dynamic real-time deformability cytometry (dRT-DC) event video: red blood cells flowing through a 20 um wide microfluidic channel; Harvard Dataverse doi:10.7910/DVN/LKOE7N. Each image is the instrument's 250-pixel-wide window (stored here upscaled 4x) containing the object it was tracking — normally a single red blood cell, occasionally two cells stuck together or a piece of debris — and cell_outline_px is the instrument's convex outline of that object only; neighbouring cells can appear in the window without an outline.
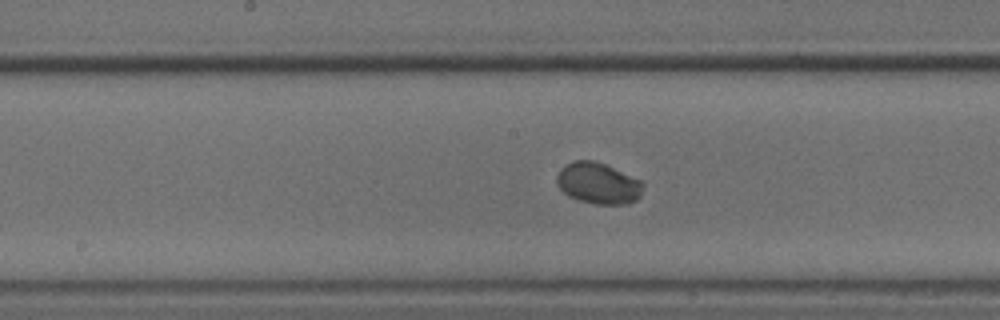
{"species": "common noctule bat (a hibernating species)", "species_latin": "Nyctalus noctula", "temperature_condition": "cold", "stored_images_in_passage": 58, "camera_frame_rate_fps": 3000, "um_per_image_px": 0.085, "animal": {"sex": "male", "body_mass_g": 18.8}, "frame": {"image": 1, "passage_image": 26, "time_ms": 8.333, "image_size_px": [1000, 320], "cell_outline_px": [[644, 184], [640, 196], [636, 200], [628, 204], [596, 204], [580, 200], [568, 196], [556, 184], [556, 176], [560, 168], [576, 160], [596, 160], [640, 180]], "centroid_in_image_um": [50.84, 15.58], "position_along_channel_um": 197.4, "area_um2": 20.69}}
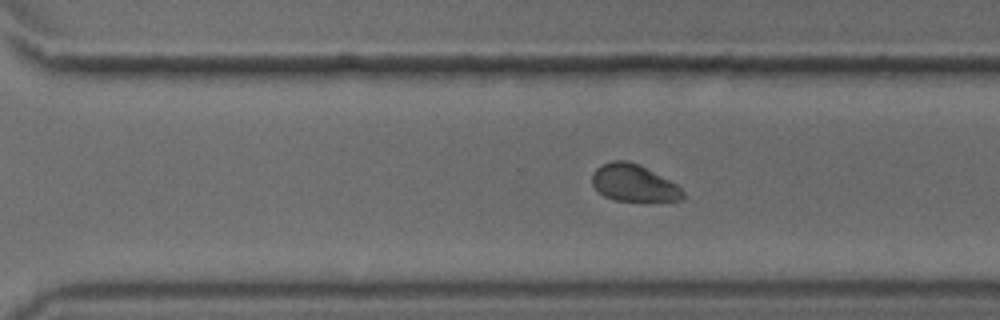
{"frame": {"image": 2, "passage_image": 38, "time_ms": 12.333, "image_size_px": [1000, 320], "cell_outline_px": [[684, 200], [644, 204], [612, 200], [604, 196], [592, 184], [592, 172], [600, 164], [612, 160], [624, 160], [640, 164], [676, 184], [684, 192]], "centroid_in_image_um": [53.89, 15.61], "position_along_channel_um": 316.7, "area_um2": 20.52}}
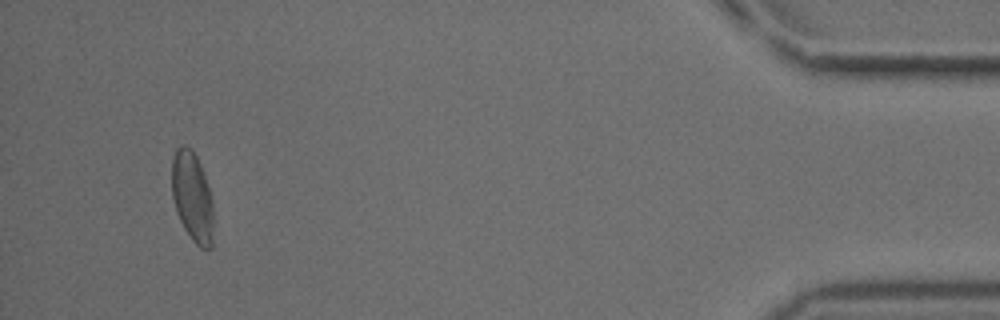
{"frame": {"image": 3, "passage_image": 55, "time_ms": 18.0, "image_size_px": [1000, 320], "cell_outline_px": [[216, 244], [212, 248], [200, 248], [192, 240], [184, 228], [176, 212], [172, 196], [172, 160], [176, 148], [180, 144], [184, 144], [192, 148], [200, 164], [212, 200]], "centroid_in_image_um": [16.38, 16.79], "position_along_channel_um": 418.8, "area_um2": 22.37}}